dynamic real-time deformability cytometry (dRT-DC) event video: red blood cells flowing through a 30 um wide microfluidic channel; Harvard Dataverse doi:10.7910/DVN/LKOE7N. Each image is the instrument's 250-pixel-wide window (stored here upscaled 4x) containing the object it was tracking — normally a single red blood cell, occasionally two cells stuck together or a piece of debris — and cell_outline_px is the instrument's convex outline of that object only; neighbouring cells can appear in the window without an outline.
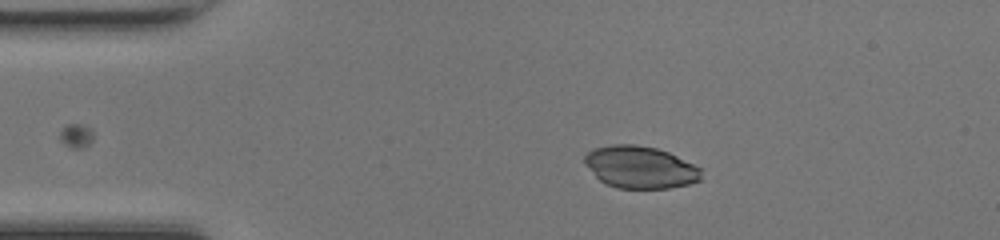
{"species": "common noctule bat (a hibernating species)", "species_latin": "Nyctalus noctula", "temperature_condition": "room temperature", "stored_images_in_passage": 45, "camera_frame_rate_fps": 3000, "um_per_image_px": 0.085, "animal": {"sex": "female", "body_mass_g": 17.0, "forearm_length_mm": 48.0}, "frame": {"image": 1, "passage_image": 9, "time_ms": 2.667, "image_size_px": [1000, 240], "cell_outline_px": [[700, 180], [688, 184], [668, 188], [616, 188], [604, 184], [584, 164], [584, 156], [588, 152], [596, 148], [612, 144], [632, 144], [656, 148], [668, 152], [700, 168]], "centroid_in_image_um": [54.37, 14.22], "position_along_channel_um": 30.6, "area_um2": 28.44}}
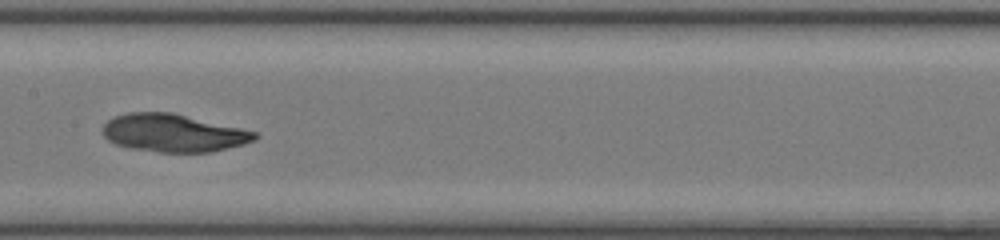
{"frame": {"image": 2, "passage_image": 24, "time_ms": 7.667, "image_size_px": [1000, 240], "cell_outline_px": [[260, 136], [256, 140], [244, 144], [212, 152], [160, 152], [132, 148], [116, 144], [108, 140], [104, 136], [104, 124], [112, 116], [128, 112], [172, 112], [240, 128], [256, 132]], "centroid_in_image_um": [14.75, 11.3], "position_along_channel_um": 192.7, "area_um2": 33.47}}
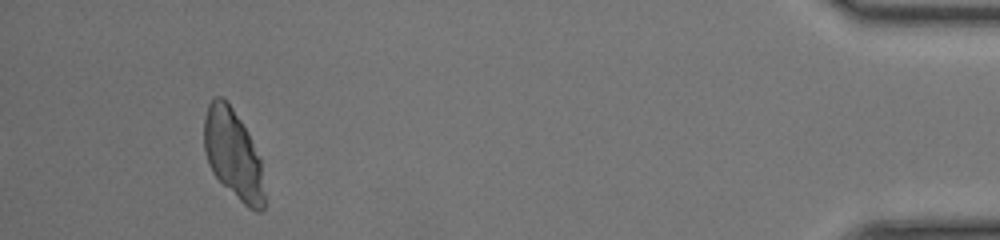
{"frame": {"image": 3, "passage_image": 45, "time_ms": 14.667, "image_size_px": [1000, 240], "cell_outline_px": [[264, 208], [260, 212], [256, 212], [248, 208], [212, 172], [208, 164], [204, 148], [204, 116], [208, 104], [216, 96], [220, 96], [228, 100], [248, 132], [260, 160], [264, 192]], "centroid_in_image_um": [19.8, 13.07], "position_along_channel_um": 415.4, "area_um2": 31.21}}